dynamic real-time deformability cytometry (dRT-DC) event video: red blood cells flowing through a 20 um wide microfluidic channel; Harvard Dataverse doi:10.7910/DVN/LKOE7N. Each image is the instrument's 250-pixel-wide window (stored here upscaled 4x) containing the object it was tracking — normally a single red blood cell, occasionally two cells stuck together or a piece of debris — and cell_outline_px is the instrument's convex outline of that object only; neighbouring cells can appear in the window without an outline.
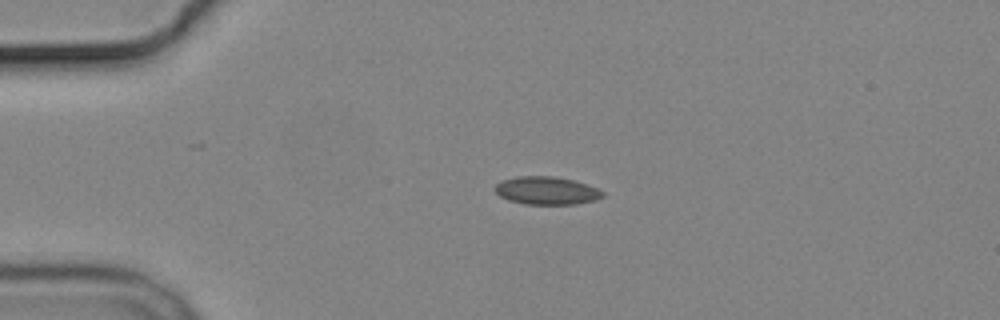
{"species": "common noctule bat (a hibernating species)", "species_latin": "Nyctalus noctula", "temperature_condition": "cold", "stored_images_in_passage": 2, "camera_frame_rate_fps": 3000, "um_per_image_px": 0.085, "animal": {"sex": "male", "body_mass_g": 19.2, "forearm_length_mm": 51.8}, "frame": {"image": 1, "passage_image": 1, "time_ms": 0.0, "image_size_px": [1000, 320], "cell_outline_px": [[604, 196], [596, 200], [576, 204], [524, 204], [508, 200], [500, 196], [492, 188], [500, 180], [516, 176], [552, 176], [572, 180], [588, 184], [604, 192]], "centroid_in_image_um": [46.43, 16.2], "position_along_channel_um": 38.6, "area_um2": 17.69}}